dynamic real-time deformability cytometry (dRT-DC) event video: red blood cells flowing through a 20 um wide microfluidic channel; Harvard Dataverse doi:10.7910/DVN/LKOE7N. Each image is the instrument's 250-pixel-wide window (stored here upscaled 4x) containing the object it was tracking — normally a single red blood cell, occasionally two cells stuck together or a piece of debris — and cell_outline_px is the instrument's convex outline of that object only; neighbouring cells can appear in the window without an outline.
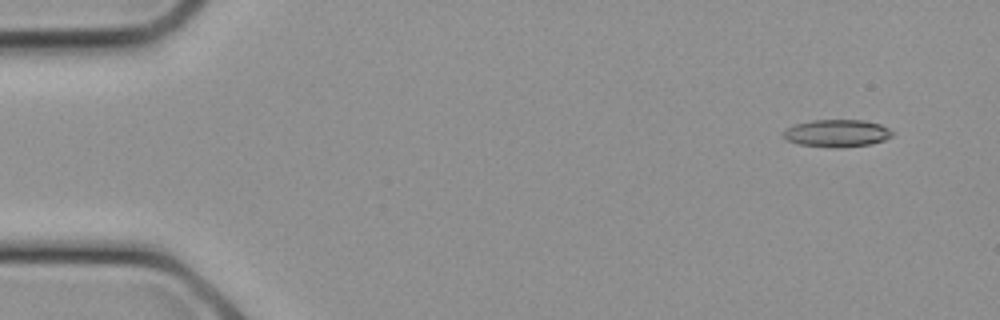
{"species": "common noctule bat (a hibernating species)", "species_latin": "Nyctalus noctula", "temperature_condition": "cold", "stored_images_in_passage": 16, "camera_frame_rate_fps": 3000, "um_per_image_px": 0.085, "animal": {"sex": "female", "body_mass_g": 21.9}, "frame": {"image": 1, "passage_image": 2, "time_ms": 0.333, "image_size_px": [1000, 320], "cell_outline_px": [[892, 136], [884, 140], [872, 144], [840, 148], [832, 148], [800, 144], [788, 140], [784, 136], [784, 128], [796, 124], [812, 120], [864, 120], [880, 124], [888, 128], [892, 132]], "centroid_in_image_um": [71.15, 11.33], "position_along_channel_um": 13.8, "area_um2": 17.4}}
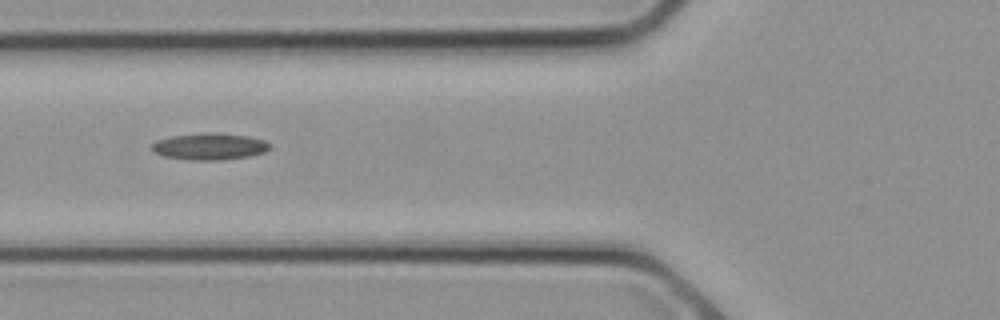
{"frame": {"image": 2, "passage_image": 10, "time_ms": 3.0, "image_size_px": [1000, 320], "cell_outline_px": [[272, 148], [264, 152], [248, 156], [220, 160], [188, 160], [164, 156], [152, 152], [152, 144], [156, 140], [172, 136], [204, 132], [212, 132], [248, 136], [264, 140], [272, 144]], "centroid_in_image_um": [17.82, 12.44], "position_along_channel_um": 108.0, "area_um2": 18.5}}
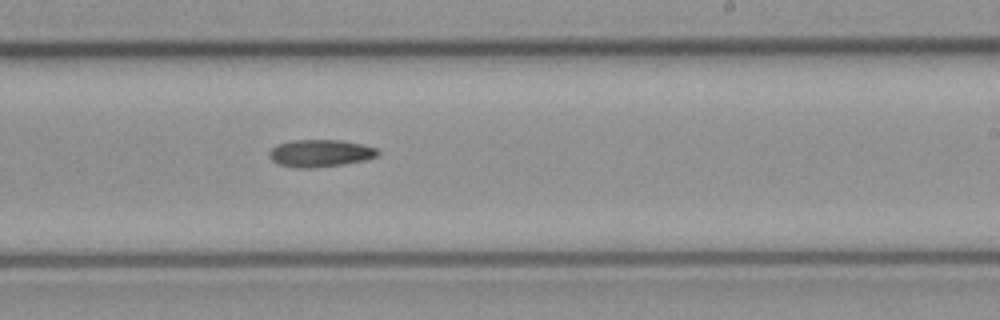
{"frame": {"image": 3, "passage_image": 16, "time_ms": 5.0, "image_size_px": [1000, 320], "cell_outline_px": [[380, 152], [376, 156], [368, 160], [344, 164], [312, 168], [296, 168], [276, 164], [268, 156], [268, 152], [276, 144], [292, 140], [340, 140], [360, 144], [376, 148]], "centroid_in_image_um": [27.18, 13.03], "position_along_channel_um": 261.8, "area_um2": 17.46}}